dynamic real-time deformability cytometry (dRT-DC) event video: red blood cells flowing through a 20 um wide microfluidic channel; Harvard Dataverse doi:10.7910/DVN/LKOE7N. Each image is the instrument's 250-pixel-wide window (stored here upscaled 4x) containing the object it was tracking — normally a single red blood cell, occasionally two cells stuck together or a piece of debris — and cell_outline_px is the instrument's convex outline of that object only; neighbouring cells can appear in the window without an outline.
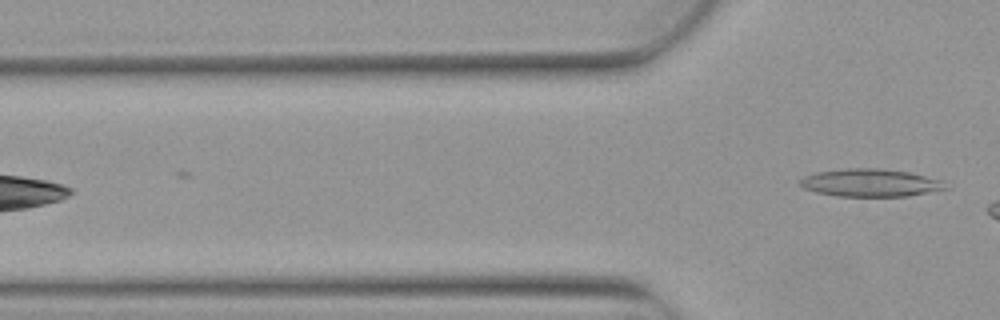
{"species": "Egyptian fruit bat (a non-hibernating species)", "species_latin": "Rousettus aegyptiacus", "temperature_condition": "warm", "stored_images_in_passage": 5, "camera_frame_rate_fps": 3000, "um_per_image_px": 0.085, "animal": {"sex": "female"}, "frame": {"image": 1, "passage_image": 5, "time_ms": 1.333, "image_size_px": [1000, 320], "cell_outline_px": [[948, 188], [908, 196], [836, 196], [816, 192], [804, 188], [800, 184], [800, 180], [804, 176], [816, 172], [844, 168], [880, 168], [908, 172], [944, 180]], "centroid_in_image_um": [73.98, 15.53], "position_along_channel_um": 51.8, "area_um2": 23.52}}